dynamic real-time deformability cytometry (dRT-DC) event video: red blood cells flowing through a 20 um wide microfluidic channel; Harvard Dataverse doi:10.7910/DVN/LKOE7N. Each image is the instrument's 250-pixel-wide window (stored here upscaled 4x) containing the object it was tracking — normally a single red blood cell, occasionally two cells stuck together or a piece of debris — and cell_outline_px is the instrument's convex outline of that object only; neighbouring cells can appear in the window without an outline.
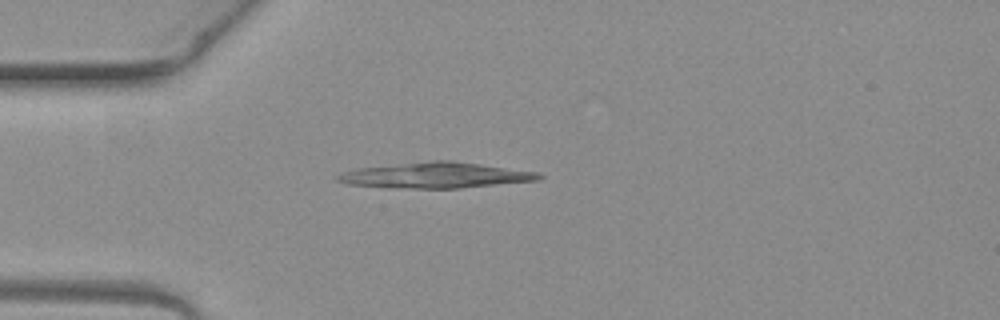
{"species": "common noctule bat (a hibernating species)", "species_latin": "Nyctalus noctula", "temperature_condition": "warm", "stored_images_in_passage": 3, "camera_frame_rate_fps": 3000, "um_per_image_px": 0.085, "animal": {"sex": "female", "body_mass_g": 19.3, "forearm_length_mm": 54.1}, "frame": {"image": 1, "passage_image": 3, "time_ms": 0.667, "image_size_px": [1000, 320], "cell_outline_px": [[544, 176], [540, 180], [460, 188], [388, 188], [348, 184], [336, 180], [336, 176], [340, 172], [356, 168], [432, 160], [452, 160], [540, 172]], "centroid_in_image_um": [37.02, 14.89], "position_along_channel_um": 48.0, "area_um2": 30.4}}